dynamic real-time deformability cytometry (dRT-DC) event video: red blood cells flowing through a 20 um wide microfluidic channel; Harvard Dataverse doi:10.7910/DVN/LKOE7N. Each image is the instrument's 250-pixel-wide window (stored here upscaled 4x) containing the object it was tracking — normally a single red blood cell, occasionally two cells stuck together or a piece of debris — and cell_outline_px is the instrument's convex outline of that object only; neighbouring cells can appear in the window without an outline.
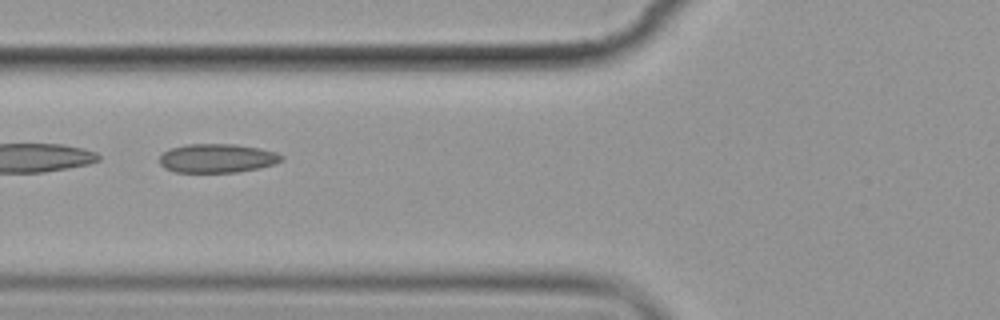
{"species": "common noctule bat (a hibernating species)", "species_latin": "Nyctalus noctula", "temperature_condition": "cold", "stored_images_in_passage": 4, "camera_frame_rate_fps": 3000, "um_per_image_px": 0.085, "animal": {"sex": "female", "body_mass_g": 19.9}, "frame": {"image": 1, "passage_image": 2, "time_ms": 1.333, "image_size_px": [1000, 320], "cell_outline_px": [[284, 160], [276, 164], [260, 168], [236, 172], [176, 172], [164, 168], [160, 164], [160, 156], [164, 152], [172, 148], [188, 144], [236, 144], [260, 148], [276, 152], [284, 156]], "centroid_in_image_um": [18.51, 13.45], "position_along_channel_um": 107.3, "area_um2": 20.63}}